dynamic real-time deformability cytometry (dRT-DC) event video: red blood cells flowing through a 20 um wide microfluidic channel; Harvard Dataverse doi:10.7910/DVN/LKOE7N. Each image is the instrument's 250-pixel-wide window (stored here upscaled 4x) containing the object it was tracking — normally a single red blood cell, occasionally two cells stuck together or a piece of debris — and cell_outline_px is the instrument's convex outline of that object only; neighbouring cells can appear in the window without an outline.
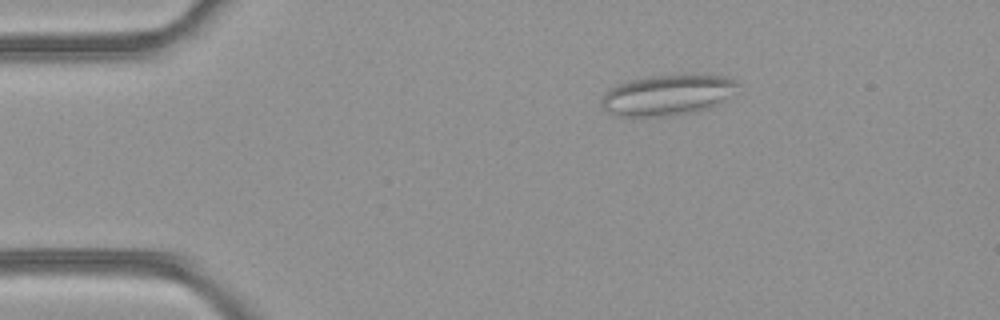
{"species": "common noctule bat (a hibernating species)", "species_latin": "Nyctalus noctula", "temperature_condition": "room temperature", "stored_images_in_passage": 49, "camera_frame_rate_fps": 3000, "um_per_image_px": 0.085, "animal": {"sex": "female", "body_mass_g": 21.9}, "frame": {"image": 1, "passage_image": 9, "time_ms": 2.667, "image_size_px": [1000, 320], "cell_outline_px": [[740, 84], [716, 104], [708, 108], [696, 112], [660, 116], [620, 116], [608, 112], [600, 104], [600, 100], [616, 84], [628, 80], [652, 76], [728, 76], [736, 80]], "centroid_in_image_um": [56.68, 8.08], "position_along_channel_um": 28.3, "area_um2": 31.39}}
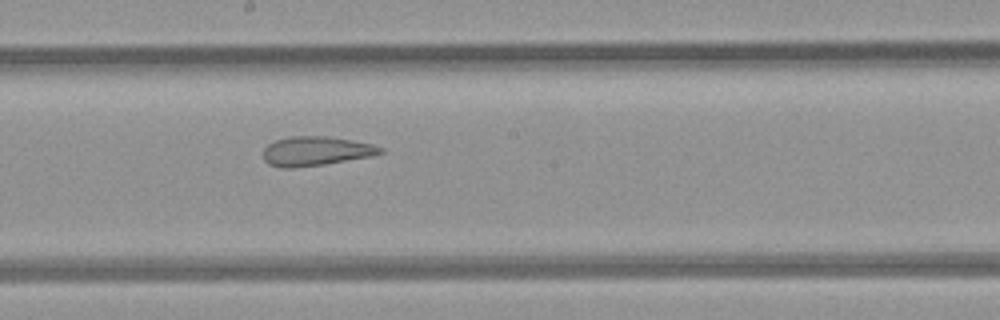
{"frame": {"image": 2, "passage_image": 27, "time_ms": 8.667, "image_size_px": [1000, 320], "cell_outline_px": [[384, 152], [372, 156], [324, 164], [296, 168], [280, 168], [268, 164], [264, 160], [264, 148], [268, 144], [276, 140], [292, 136], [328, 136], [352, 140], [372, 144], [384, 148]], "centroid_in_image_um": [26.85, 12.85], "position_along_channel_um": 221.4, "area_um2": 20.06}}
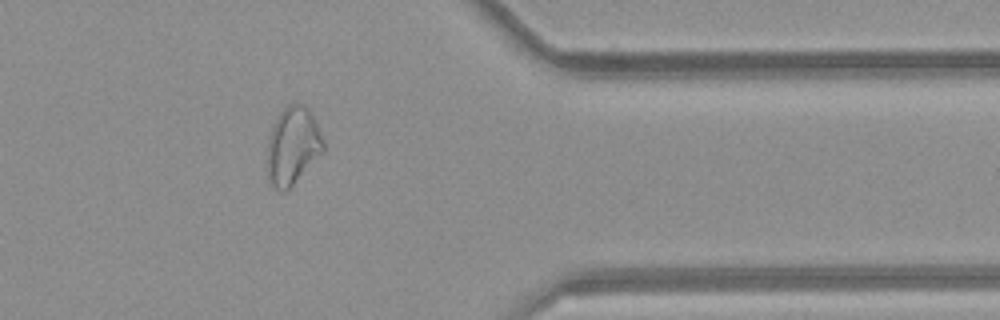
{"frame": {"image": 3, "passage_image": 40, "time_ms": 13.0, "image_size_px": [1000, 320], "cell_outline_px": [[324, 152], [284, 192], [280, 192], [272, 184], [268, 176], [268, 140], [272, 124], [280, 112], [288, 104], [304, 104], [308, 108], [324, 140]], "centroid_in_image_um": [24.88, 12.37], "position_along_channel_um": 386.5, "area_um2": 25.03}, "authors_computed_cell_mechanics": {"area_um2": 26.299, "velocity_mm_per_s": 4.2218, "shape_relaxation_time_tau1_ms": null, "shape_relaxation_time_tau2_ms": 1.4431, "deformation_change_tau1": null, "deformation_change_tau2": 0.1017}}